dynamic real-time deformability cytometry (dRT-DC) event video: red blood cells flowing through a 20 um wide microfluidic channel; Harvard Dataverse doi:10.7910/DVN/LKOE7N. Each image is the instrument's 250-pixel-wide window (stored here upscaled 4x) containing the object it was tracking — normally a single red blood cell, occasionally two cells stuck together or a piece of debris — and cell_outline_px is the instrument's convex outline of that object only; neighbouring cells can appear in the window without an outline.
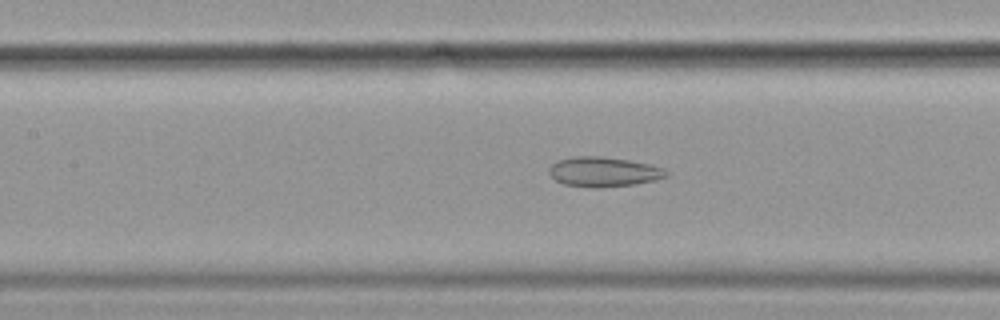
{"species": "common noctule bat (a hibernating species)", "species_latin": "Nyctalus noctula", "temperature_condition": "cold", "stored_images_in_passage": 51, "camera_frame_rate_fps": 3000, "um_per_image_px": 0.085, "animal": {"sex": "female", "body_mass_g": 19.9}, "frame": {"image": 1, "passage_image": 21, "time_ms": 6.667, "image_size_px": [1000, 320], "cell_outline_px": [[668, 176], [656, 180], [636, 184], [600, 188], [592, 188], [564, 184], [556, 180], [548, 172], [548, 168], [556, 160], [572, 156], [600, 156], [628, 160], [648, 164], [660, 168], [668, 172]], "centroid_in_image_um": [51.27, 14.61], "position_along_channel_um": 156.1, "area_um2": 20.4}}
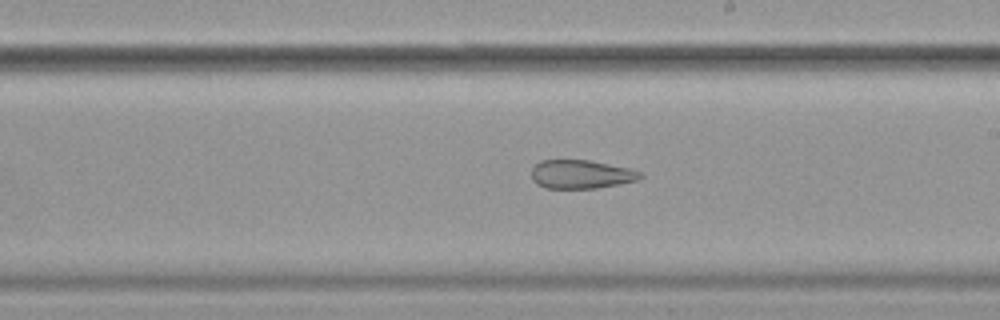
{"frame": {"image": 2, "passage_image": 28, "time_ms": 9.0, "image_size_px": [1000, 320], "cell_outline_px": [[644, 176], [640, 180], [620, 184], [596, 188], [544, 188], [536, 184], [532, 180], [532, 168], [540, 160], [588, 160], [628, 168], [644, 172]], "centroid_in_image_um": [49.42, 14.82], "position_along_channel_um": 239.6, "area_um2": 18.32}}
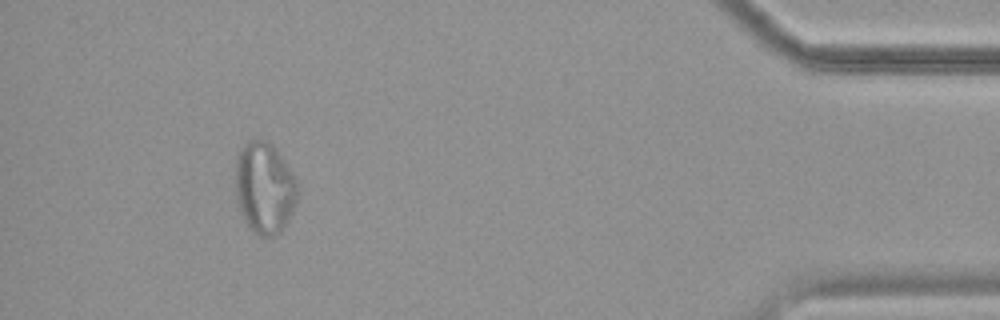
{"frame": {"image": 3, "passage_image": 47, "time_ms": 15.333, "image_size_px": [1000, 320], "cell_outline_px": [[300, 196], [288, 220], [272, 236], [260, 236], [244, 220], [240, 212], [236, 196], [236, 160], [240, 148], [248, 140], [264, 140], [272, 144], [276, 148], [296, 180], [300, 188]], "centroid_in_image_um": [22.5, 15.93], "position_along_channel_um": 412.7, "area_um2": 32.95}, "authors_computed_cell_mechanics": {"area_um2": 25.8366, "velocity_mm_per_s": 3.6041, "shape_relaxation_time_tau1_ms": null, "shape_relaxation_time_tau2_ms": 2.0692, "deformation_change_tau1": null, "deformation_change_tau2": 0.1027}}